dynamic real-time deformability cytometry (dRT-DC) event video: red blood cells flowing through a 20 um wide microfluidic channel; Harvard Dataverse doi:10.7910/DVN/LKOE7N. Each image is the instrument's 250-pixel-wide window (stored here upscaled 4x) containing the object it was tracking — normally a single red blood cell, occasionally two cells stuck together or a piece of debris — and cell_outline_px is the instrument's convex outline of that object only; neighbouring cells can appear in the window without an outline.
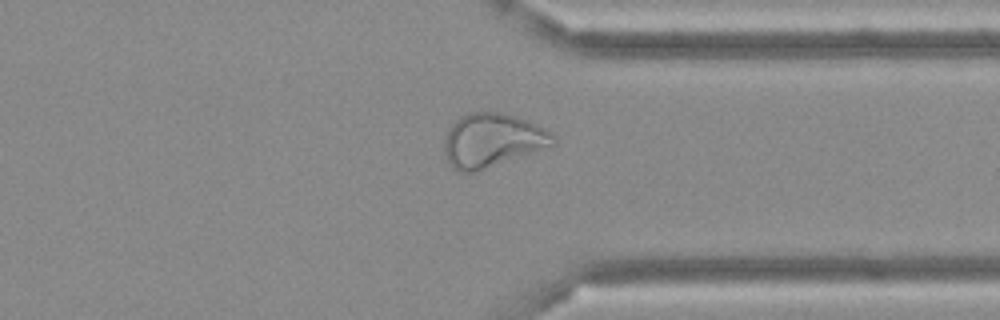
{"species": "Egyptian fruit bat (a non-hibernating species)", "species_latin": "Rousettus aegyptiacus", "temperature_condition": "cold", "stored_images_in_passage": 45, "camera_frame_rate_fps": 3000, "um_per_image_px": 0.085, "frame": {"image": 1, "passage_image": 34, "time_ms": 11.0, "image_size_px": [1000, 320], "cell_outline_px": [[556, 144], [472, 172], [456, 172], [448, 164], [444, 152], [444, 140], [452, 124], [460, 116], [468, 112], [504, 112], [528, 120], [552, 132], [556, 136]], "centroid_in_image_um": [41.83, 11.9], "position_along_channel_um": 369.6, "area_um2": 33.93}}
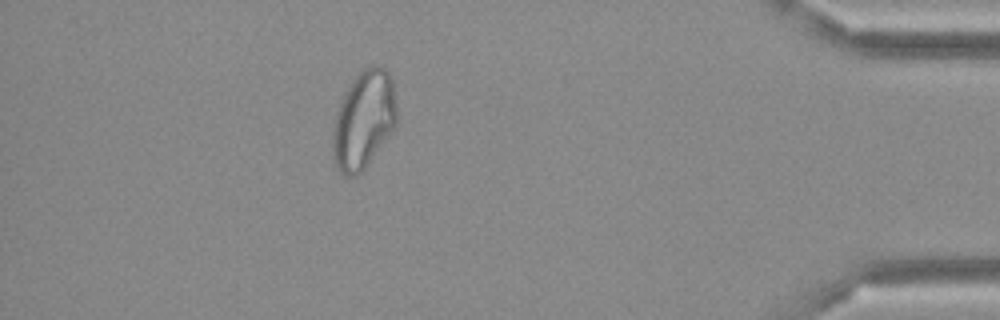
{"frame": {"image": 2, "passage_image": 40, "time_ms": 13.0, "image_size_px": [1000, 320], "cell_outline_px": [[396, 124], [364, 168], [356, 176], [344, 176], [336, 168], [332, 156], [332, 128], [340, 100], [348, 84], [364, 68], [372, 64], [376, 64], [384, 68], [392, 76], [396, 104]], "centroid_in_image_um": [30.88, 10.16], "position_along_channel_um": 404.3, "area_um2": 36.65}}